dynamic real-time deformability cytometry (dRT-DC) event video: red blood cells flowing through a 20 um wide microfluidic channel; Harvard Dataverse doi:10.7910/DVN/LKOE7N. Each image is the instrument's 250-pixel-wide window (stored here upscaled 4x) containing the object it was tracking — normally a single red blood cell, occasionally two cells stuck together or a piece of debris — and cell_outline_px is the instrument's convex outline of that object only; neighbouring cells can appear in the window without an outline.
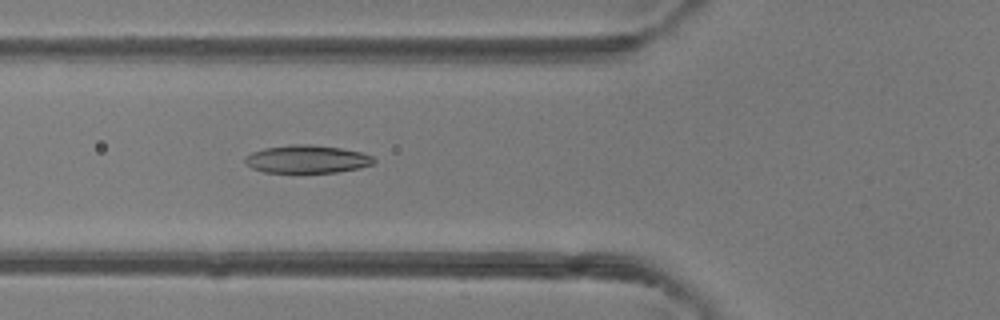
{"species": "common noctule bat (a hibernating species)", "species_latin": "Nyctalus noctula", "temperature_condition": "room temperature", "stored_images_in_passage": 34, "camera_frame_rate_fps": 3000, "um_per_image_px": 0.085, "animal": {"sex": "female"}, "frame": {"image": 1, "passage_image": 4, "time_ms": 1.0, "image_size_px": [1000, 320], "cell_outline_px": [[376, 160], [372, 164], [360, 168], [336, 172], [264, 172], [252, 168], [244, 160], [244, 156], [252, 152], [264, 148], [292, 144], [312, 144], [340, 148], [360, 152], [372, 156]], "centroid_in_image_um": [26.09, 13.52], "position_along_channel_um": 99.7, "area_um2": 20.87}}
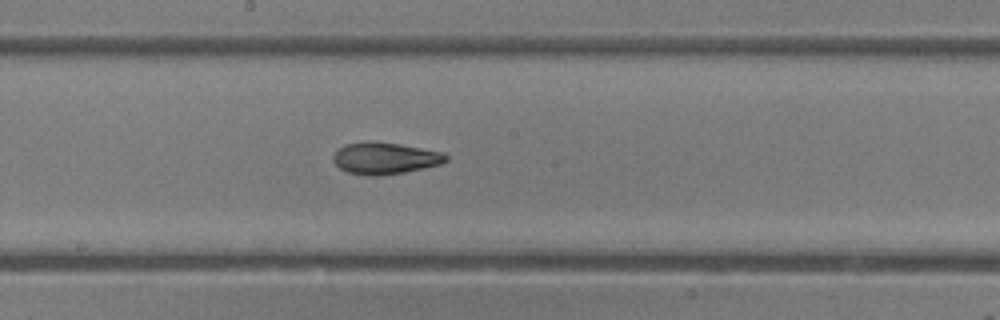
{"frame": {"image": 2, "passage_image": 12, "time_ms": 3.667, "image_size_px": [1000, 320], "cell_outline_px": [[448, 160], [440, 164], [404, 172], [376, 176], [368, 176], [348, 172], [340, 168], [332, 160], [332, 156], [344, 144], [400, 144], [444, 152], [448, 156]], "centroid_in_image_um": [32.76, 13.49], "position_along_channel_um": 215.4, "area_um2": 20.11}}
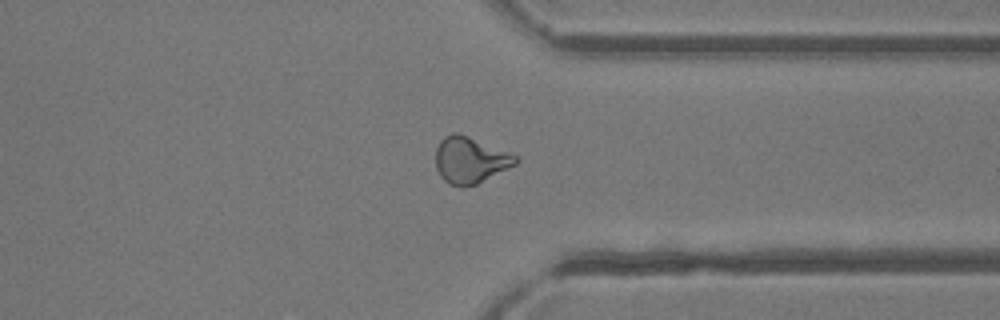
{"frame": {"image": 3, "passage_image": 23, "time_ms": 7.333, "image_size_px": [1000, 320], "cell_outline_px": [[520, 160], [516, 164], [476, 184], [464, 188], [460, 188], [448, 184], [440, 176], [436, 168], [436, 148], [440, 140], [444, 136], [452, 132], [456, 132], [468, 136], [520, 156]], "centroid_in_image_um": [39.96, 13.61], "position_along_channel_um": 371.4, "area_um2": 21.85}, "authors_computed_cell_mechanics": {"area_um2": 20.808, "velocity_mm_per_s": 4.3183, "shape_relaxation_time_tau1_ms": null, "shape_relaxation_time_tau2_ms": 2.4461, "deformation_change_tau1": null, "deformation_change_tau2": 0.0804}}